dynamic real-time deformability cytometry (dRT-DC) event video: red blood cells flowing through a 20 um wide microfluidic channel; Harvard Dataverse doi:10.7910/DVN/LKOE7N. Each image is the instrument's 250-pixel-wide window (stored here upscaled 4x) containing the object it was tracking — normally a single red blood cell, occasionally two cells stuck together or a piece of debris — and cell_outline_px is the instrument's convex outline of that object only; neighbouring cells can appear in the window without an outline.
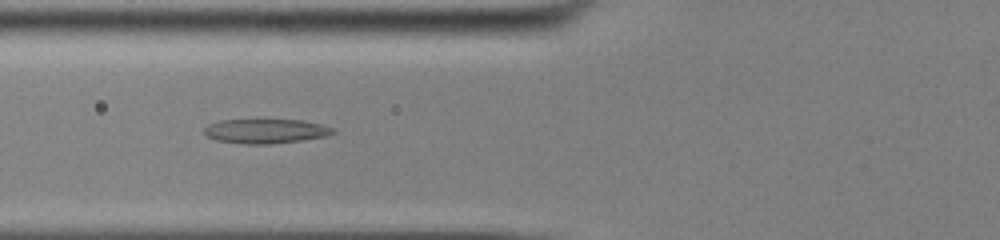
{"species": "common noctule bat (a hibernating species)", "species_latin": "Nyctalus noctula", "temperature_condition": "cold", "stored_images_in_passage": 33, "camera_frame_rate_fps": 3000, "um_per_image_px": 0.085, "animal": {"sex": "male", "body_mass_g": 13.0, "forearm_length_mm": 53.1}, "frame": {"image": 1, "passage_image": 3, "time_ms": 0.667, "image_size_px": [1000, 240], "cell_outline_px": [[336, 132], [324, 136], [304, 140], [268, 144], [244, 144], [216, 140], [204, 136], [204, 128], [208, 124], [220, 120], [304, 120], [320, 124], [332, 128]], "centroid_in_image_um": [22.53, 11.15], "position_along_channel_um": 103.3, "area_um2": 18.32}}
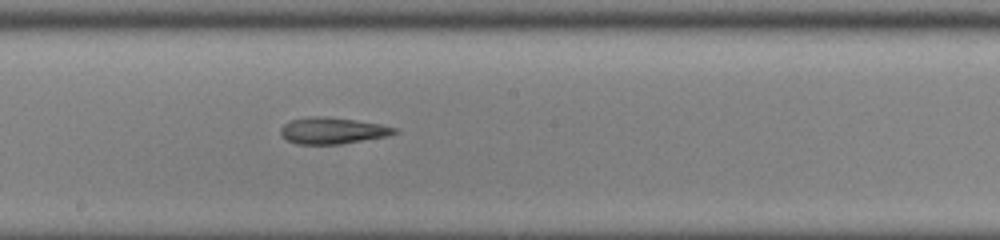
{"frame": {"image": 2, "passage_image": 12, "time_ms": 3.667, "image_size_px": [1000, 240], "cell_outline_px": [[400, 132], [388, 136], [340, 144], [296, 144], [280, 136], [280, 128], [288, 120], [308, 116], [324, 116], [356, 120], [380, 124], [400, 128]], "centroid_in_image_um": [28.27, 11.1], "position_along_channel_um": 219.9, "area_um2": 17.86}}
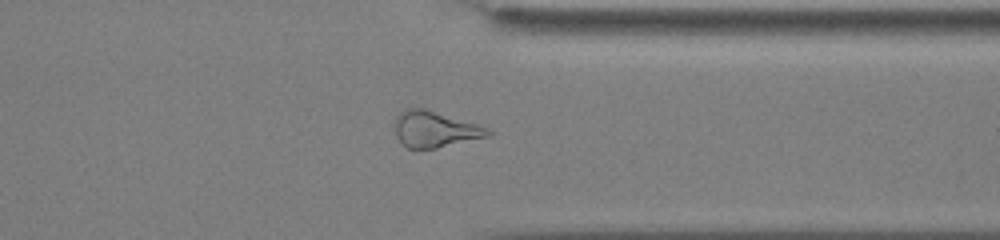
{"frame": {"image": 3, "passage_image": 24, "time_ms": 7.667, "image_size_px": [1000, 240], "cell_outline_px": [[492, 132], [488, 136], [436, 148], [408, 148], [396, 136], [392, 124], [396, 116], [404, 108], [424, 108], [476, 124], [488, 128]], "centroid_in_image_um": [36.9, 10.97], "position_along_channel_um": 374.5, "area_um2": 19.42}}